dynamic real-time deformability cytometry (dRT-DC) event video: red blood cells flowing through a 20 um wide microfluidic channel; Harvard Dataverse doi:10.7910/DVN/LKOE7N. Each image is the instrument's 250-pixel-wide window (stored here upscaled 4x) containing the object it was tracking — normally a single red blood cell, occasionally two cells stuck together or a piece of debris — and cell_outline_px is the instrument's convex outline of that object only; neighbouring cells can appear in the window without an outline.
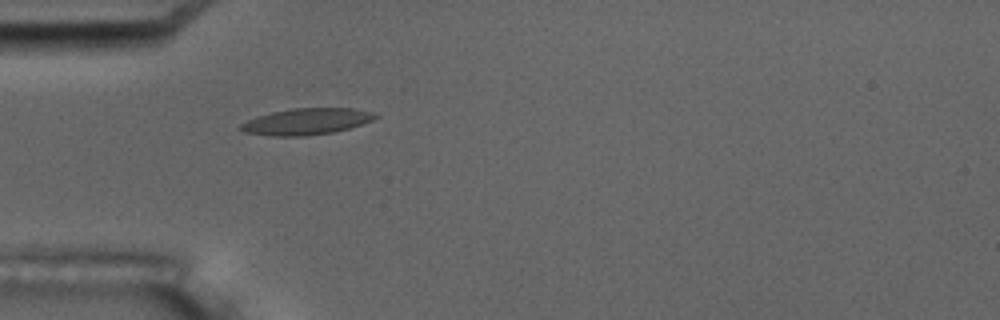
{"species": "common noctule bat (a hibernating species)", "species_latin": "Nyctalus noctula", "temperature_condition": "room temperature", "stored_images_in_passage": 1, "camera_frame_rate_fps": 3000, "um_per_image_px": 0.085, "animal": {"sex": "male", "body_mass_g": 17.5, "forearm_length_mm": 52.3}, "frame": {"image": 1, "passage_image": 1, "time_ms": 0.0, "image_size_px": [1000, 320], "cell_outline_px": [[380, 116], [372, 120], [348, 128], [332, 132], [304, 136], [272, 136], [244, 132], [240, 128], [240, 124], [248, 120], [272, 112], [292, 108], [356, 108], [372, 112]], "centroid_in_image_um": [26.06, 10.32], "position_along_channel_um": 58.9, "area_um2": 20.46}}